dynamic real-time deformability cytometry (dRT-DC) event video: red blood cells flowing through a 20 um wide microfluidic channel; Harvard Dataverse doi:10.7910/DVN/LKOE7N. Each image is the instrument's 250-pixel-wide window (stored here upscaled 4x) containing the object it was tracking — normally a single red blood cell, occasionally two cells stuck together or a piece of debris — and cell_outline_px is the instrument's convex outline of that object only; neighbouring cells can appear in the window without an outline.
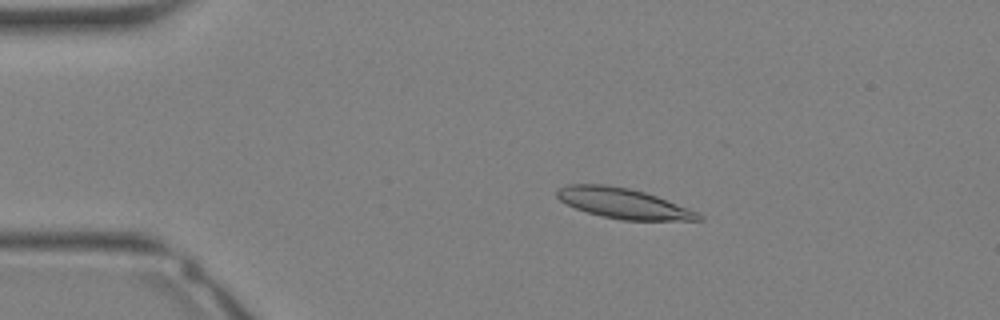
{"species": "Egyptian fruit bat (a non-hibernating species)", "species_latin": "Rousettus aegyptiacus", "temperature_condition": "warm", "stored_images_in_passage": 16, "camera_frame_rate_fps": 3000, "um_per_image_px": 0.085, "animal": {"sex": "female"}, "frame": {"image": 1, "passage_image": 6, "time_ms": 1.667, "image_size_px": [1000, 320], "cell_outline_px": [[704, 220], [620, 220], [588, 212], [576, 208], [560, 200], [556, 196], [556, 188], [568, 184], [608, 184], [628, 188], [644, 192], [656, 196], [696, 212], [704, 216]], "centroid_in_image_um": [52.94, 17.27], "position_along_channel_um": 32.1, "area_um2": 24.68}}
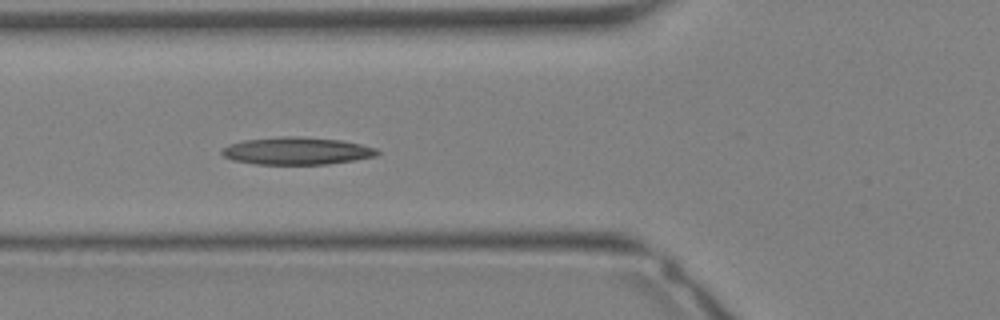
{"frame": {"image": 2, "passage_image": 12, "time_ms": 3.667, "image_size_px": [1000, 320], "cell_outline_px": [[380, 152], [376, 156], [356, 160], [324, 164], [256, 164], [232, 160], [224, 156], [220, 152], [228, 144], [244, 140], [280, 136], [300, 136], [344, 140], [376, 148]], "centroid_in_image_um": [25.23, 12.82], "position_along_channel_um": 100.6, "area_um2": 24.97}}
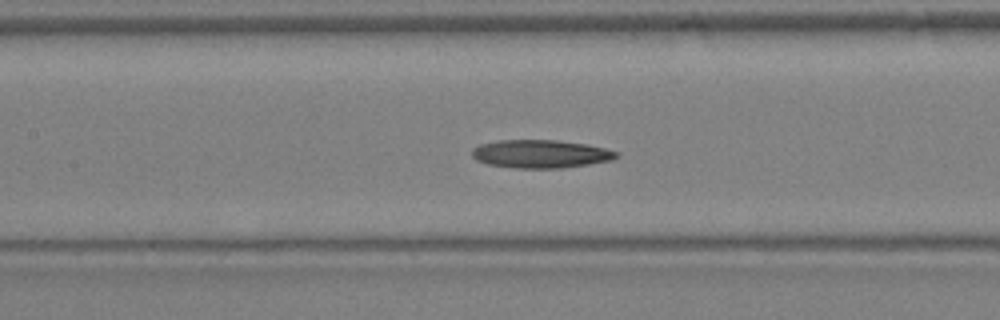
{"frame": {"image": 3, "passage_image": 15, "time_ms": 4.667, "image_size_px": [1000, 320], "cell_outline_px": [[620, 156], [612, 160], [588, 164], [560, 168], [516, 168], [488, 164], [476, 160], [472, 156], [472, 148], [480, 144], [496, 140], [556, 140], [588, 144], [620, 152]], "centroid_in_image_um": [45.96, 13.07], "position_along_channel_um": 161.4, "area_um2": 23.81}}